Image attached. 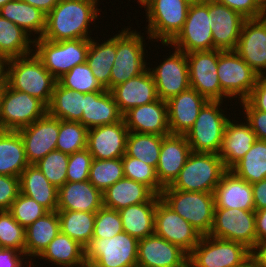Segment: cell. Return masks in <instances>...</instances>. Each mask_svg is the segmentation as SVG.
<instances>
[{"label": "cell", "instance_id": "52a82bcc", "mask_svg": "<svg viewBox=\"0 0 266 267\" xmlns=\"http://www.w3.org/2000/svg\"><path fill=\"white\" fill-rule=\"evenodd\" d=\"M224 101H207L200 109L193 127L185 134L192 152L218 154L229 120L221 109Z\"/></svg>", "mask_w": 266, "mask_h": 267}, {"label": "cell", "instance_id": "ac0fdd59", "mask_svg": "<svg viewBox=\"0 0 266 267\" xmlns=\"http://www.w3.org/2000/svg\"><path fill=\"white\" fill-rule=\"evenodd\" d=\"M25 147L29 164H36L49 152L56 150L59 134V119L48 113L32 124L18 130Z\"/></svg>", "mask_w": 266, "mask_h": 267}, {"label": "cell", "instance_id": "30bf717a", "mask_svg": "<svg viewBox=\"0 0 266 267\" xmlns=\"http://www.w3.org/2000/svg\"><path fill=\"white\" fill-rule=\"evenodd\" d=\"M250 256L251 250L241 243L207 235L188 254V267H239Z\"/></svg>", "mask_w": 266, "mask_h": 267}, {"label": "cell", "instance_id": "f1b7e54d", "mask_svg": "<svg viewBox=\"0 0 266 267\" xmlns=\"http://www.w3.org/2000/svg\"><path fill=\"white\" fill-rule=\"evenodd\" d=\"M123 119L115 99L109 90L84 94V109L79 121L88 130L114 124Z\"/></svg>", "mask_w": 266, "mask_h": 267}, {"label": "cell", "instance_id": "003e7915", "mask_svg": "<svg viewBox=\"0 0 266 267\" xmlns=\"http://www.w3.org/2000/svg\"><path fill=\"white\" fill-rule=\"evenodd\" d=\"M239 267H255L253 261L251 260V258L243 265L239 266Z\"/></svg>", "mask_w": 266, "mask_h": 267}, {"label": "cell", "instance_id": "be15d7a7", "mask_svg": "<svg viewBox=\"0 0 266 267\" xmlns=\"http://www.w3.org/2000/svg\"><path fill=\"white\" fill-rule=\"evenodd\" d=\"M35 8L40 9L46 15L59 3L60 0H22Z\"/></svg>", "mask_w": 266, "mask_h": 267}, {"label": "cell", "instance_id": "ab89813d", "mask_svg": "<svg viewBox=\"0 0 266 267\" xmlns=\"http://www.w3.org/2000/svg\"><path fill=\"white\" fill-rule=\"evenodd\" d=\"M34 39L16 24L0 15V55L7 59L33 53ZM32 48V49H31Z\"/></svg>", "mask_w": 266, "mask_h": 267}, {"label": "cell", "instance_id": "11a10c76", "mask_svg": "<svg viewBox=\"0 0 266 267\" xmlns=\"http://www.w3.org/2000/svg\"><path fill=\"white\" fill-rule=\"evenodd\" d=\"M247 121L259 140L266 141V112L254 109L246 100L239 102Z\"/></svg>", "mask_w": 266, "mask_h": 267}, {"label": "cell", "instance_id": "f5cc1de1", "mask_svg": "<svg viewBox=\"0 0 266 267\" xmlns=\"http://www.w3.org/2000/svg\"><path fill=\"white\" fill-rule=\"evenodd\" d=\"M92 160V155L87 148L69 154L67 182H83L89 180Z\"/></svg>", "mask_w": 266, "mask_h": 267}, {"label": "cell", "instance_id": "6da1fadb", "mask_svg": "<svg viewBox=\"0 0 266 267\" xmlns=\"http://www.w3.org/2000/svg\"><path fill=\"white\" fill-rule=\"evenodd\" d=\"M98 0H60L46 15L41 38L49 41L92 39L90 24L98 19ZM94 21V22H92ZM90 31V32H89Z\"/></svg>", "mask_w": 266, "mask_h": 267}, {"label": "cell", "instance_id": "8fae6325", "mask_svg": "<svg viewBox=\"0 0 266 267\" xmlns=\"http://www.w3.org/2000/svg\"><path fill=\"white\" fill-rule=\"evenodd\" d=\"M48 113V107L25 92L7 84L0 98V130L18 131Z\"/></svg>", "mask_w": 266, "mask_h": 267}, {"label": "cell", "instance_id": "4dcf8cb0", "mask_svg": "<svg viewBox=\"0 0 266 267\" xmlns=\"http://www.w3.org/2000/svg\"><path fill=\"white\" fill-rule=\"evenodd\" d=\"M160 195H154L148 202L129 205L119 210L123 232L141 240L154 234L155 210Z\"/></svg>", "mask_w": 266, "mask_h": 267}, {"label": "cell", "instance_id": "91938a15", "mask_svg": "<svg viewBox=\"0 0 266 267\" xmlns=\"http://www.w3.org/2000/svg\"><path fill=\"white\" fill-rule=\"evenodd\" d=\"M254 197V208L256 210L266 208V179L251 184Z\"/></svg>", "mask_w": 266, "mask_h": 267}, {"label": "cell", "instance_id": "d590c367", "mask_svg": "<svg viewBox=\"0 0 266 267\" xmlns=\"http://www.w3.org/2000/svg\"><path fill=\"white\" fill-rule=\"evenodd\" d=\"M0 15L22 28L35 39L41 38L46 28V14L22 1L11 0L0 8ZM37 36V37H36Z\"/></svg>", "mask_w": 266, "mask_h": 267}, {"label": "cell", "instance_id": "4316f807", "mask_svg": "<svg viewBox=\"0 0 266 267\" xmlns=\"http://www.w3.org/2000/svg\"><path fill=\"white\" fill-rule=\"evenodd\" d=\"M215 208L255 211L253 189L250 183L227 170L214 192Z\"/></svg>", "mask_w": 266, "mask_h": 267}, {"label": "cell", "instance_id": "ee69618b", "mask_svg": "<svg viewBox=\"0 0 266 267\" xmlns=\"http://www.w3.org/2000/svg\"><path fill=\"white\" fill-rule=\"evenodd\" d=\"M123 177L122 158L92 160L89 181L101 192L105 191Z\"/></svg>", "mask_w": 266, "mask_h": 267}, {"label": "cell", "instance_id": "44dd1931", "mask_svg": "<svg viewBox=\"0 0 266 267\" xmlns=\"http://www.w3.org/2000/svg\"><path fill=\"white\" fill-rule=\"evenodd\" d=\"M129 130L124 120L89 129L87 149L93 159L107 160L122 158L126 153V140Z\"/></svg>", "mask_w": 266, "mask_h": 267}, {"label": "cell", "instance_id": "9a60e30c", "mask_svg": "<svg viewBox=\"0 0 266 267\" xmlns=\"http://www.w3.org/2000/svg\"><path fill=\"white\" fill-rule=\"evenodd\" d=\"M189 67L190 88L195 89L209 101L228 98L221 90L217 74L218 49L193 51L186 54Z\"/></svg>", "mask_w": 266, "mask_h": 267}, {"label": "cell", "instance_id": "3957f363", "mask_svg": "<svg viewBox=\"0 0 266 267\" xmlns=\"http://www.w3.org/2000/svg\"><path fill=\"white\" fill-rule=\"evenodd\" d=\"M160 199L202 236L209 235L214 217V194L163 188Z\"/></svg>", "mask_w": 266, "mask_h": 267}, {"label": "cell", "instance_id": "cb8c5ba5", "mask_svg": "<svg viewBox=\"0 0 266 267\" xmlns=\"http://www.w3.org/2000/svg\"><path fill=\"white\" fill-rule=\"evenodd\" d=\"M191 153L185 135L168 134L163 137L156 167L158 181L163 187L174 182Z\"/></svg>", "mask_w": 266, "mask_h": 267}, {"label": "cell", "instance_id": "6125c7cd", "mask_svg": "<svg viewBox=\"0 0 266 267\" xmlns=\"http://www.w3.org/2000/svg\"><path fill=\"white\" fill-rule=\"evenodd\" d=\"M257 242L266 240V208L255 211Z\"/></svg>", "mask_w": 266, "mask_h": 267}, {"label": "cell", "instance_id": "681fc988", "mask_svg": "<svg viewBox=\"0 0 266 267\" xmlns=\"http://www.w3.org/2000/svg\"><path fill=\"white\" fill-rule=\"evenodd\" d=\"M0 248H12L25 254V228L9 211H0Z\"/></svg>", "mask_w": 266, "mask_h": 267}, {"label": "cell", "instance_id": "5bb4252c", "mask_svg": "<svg viewBox=\"0 0 266 267\" xmlns=\"http://www.w3.org/2000/svg\"><path fill=\"white\" fill-rule=\"evenodd\" d=\"M210 236L238 242L252 249L257 242L255 211L232 208H214Z\"/></svg>", "mask_w": 266, "mask_h": 267}, {"label": "cell", "instance_id": "74e56055", "mask_svg": "<svg viewBox=\"0 0 266 267\" xmlns=\"http://www.w3.org/2000/svg\"><path fill=\"white\" fill-rule=\"evenodd\" d=\"M116 57V35L107 40L97 42L90 39V47L87 54L86 63L91 68L99 84L110 91L111 68Z\"/></svg>", "mask_w": 266, "mask_h": 267}, {"label": "cell", "instance_id": "836d02e7", "mask_svg": "<svg viewBox=\"0 0 266 267\" xmlns=\"http://www.w3.org/2000/svg\"><path fill=\"white\" fill-rule=\"evenodd\" d=\"M154 195L146 185L123 177L102 192L103 206L119 211L129 205L148 202Z\"/></svg>", "mask_w": 266, "mask_h": 267}, {"label": "cell", "instance_id": "c3c4849f", "mask_svg": "<svg viewBox=\"0 0 266 267\" xmlns=\"http://www.w3.org/2000/svg\"><path fill=\"white\" fill-rule=\"evenodd\" d=\"M69 154L53 150L39 160L35 165L56 188L67 182V167Z\"/></svg>", "mask_w": 266, "mask_h": 267}, {"label": "cell", "instance_id": "1f68e13d", "mask_svg": "<svg viewBox=\"0 0 266 267\" xmlns=\"http://www.w3.org/2000/svg\"><path fill=\"white\" fill-rule=\"evenodd\" d=\"M60 231L57 210L49 211L25 228V256L28 261L39 257Z\"/></svg>", "mask_w": 266, "mask_h": 267}, {"label": "cell", "instance_id": "f35d334b", "mask_svg": "<svg viewBox=\"0 0 266 267\" xmlns=\"http://www.w3.org/2000/svg\"><path fill=\"white\" fill-rule=\"evenodd\" d=\"M84 109V93L55 84L48 114L64 121L79 122Z\"/></svg>", "mask_w": 266, "mask_h": 267}, {"label": "cell", "instance_id": "83f0119b", "mask_svg": "<svg viewBox=\"0 0 266 267\" xmlns=\"http://www.w3.org/2000/svg\"><path fill=\"white\" fill-rule=\"evenodd\" d=\"M231 120H228L224 129V137L218 153L227 170L240 161L258 140L247 121L238 123L239 121Z\"/></svg>", "mask_w": 266, "mask_h": 267}, {"label": "cell", "instance_id": "7dc6e473", "mask_svg": "<svg viewBox=\"0 0 266 267\" xmlns=\"http://www.w3.org/2000/svg\"><path fill=\"white\" fill-rule=\"evenodd\" d=\"M57 82L67 89L84 94L105 90L92 74L91 68L86 62L73 67L57 79Z\"/></svg>", "mask_w": 266, "mask_h": 267}, {"label": "cell", "instance_id": "a7ac6f4b", "mask_svg": "<svg viewBox=\"0 0 266 267\" xmlns=\"http://www.w3.org/2000/svg\"><path fill=\"white\" fill-rule=\"evenodd\" d=\"M189 4L205 3L209 0H186Z\"/></svg>", "mask_w": 266, "mask_h": 267}, {"label": "cell", "instance_id": "e0dca14e", "mask_svg": "<svg viewBox=\"0 0 266 267\" xmlns=\"http://www.w3.org/2000/svg\"><path fill=\"white\" fill-rule=\"evenodd\" d=\"M157 236L178 245L189 254L198 244L202 235L178 213L174 212L161 199L155 210V230Z\"/></svg>", "mask_w": 266, "mask_h": 267}, {"label": "cell", "instance_id": "ba28073f", "mask_svg": "<svg viewBox=\"0 0 266 267\" xmlns=\"http://www.w3.org/2000/svg\"><path fill=\"white\" fill-rule=\"evenodd\" d=\"M90 47V39L49 41L34 39V53L43 66L55 78L59 79L78 64L85 63Z\"/></svg>", "mask_w": 266, "mask_h": 267}, {"label": "cell", "instance_id": "d6a6232c", "mask_svg": "<svg viewBox=\"0 0 266 267\" xmlns=\"http://www.w3.org/2000/svg\"><path fill=\"white\" fill-rule=\"evenodd\" d=\"M20 193L34 199L48 211H56L58 188L53 186L35 164H29L21 173Z\"/></svg>", "mask_w": 266, "mask_h": 267}, {"label": "cell", "instance_id": "277c9868", "mask_svg": "<svg viewBox=\"0 0 266 267\" xmlns=\"http://www.w3.org/2000/svg\"><path fill=\"white\" fill-rule=\"evenodd\" d=\"M226 171L218 154L192 152L169 187L181 191L213 193Z\"/></svg>", "mask_w": 266, "mask_h": 267}, {"label": "cell", "instance_id": "d6986e66", "mask_svg": "<svg viewBox=\"0 0 266 267\" xmlns=\"http://www.w3.org/2000/svg\"><path fill=\"white\" fill-rule=\"evenodd\" d=\"M137 267H188V254L154 233L138 240Z\"/></svg>", "mask_w": 266, "mask_h": 267}, {"label": "cell", "instance_id": "7402d4cb", "mask_svg": "<svg viewBox=\"0 0 266 267\" xmlns=\"http://www.w3.org/2000/svg\"><path fill=\"white\" fill-rule=\"evenodd\" d=\"M209 15L212 16L214 47L222 51L235 50L246 18L214 0H209Z\"/></svg>", "mask_w": 266, "mask_h": 267}, {"label": "cell", "instance_id": "9f6ffc18", "mask_svg": "<svg viewBox=\"0 0 266 267\" xmlns=\"http://www.w3.org/2000/svg\"><path fill=\"white\" fill-rule=\"evenodd\" d=\"M224 4L233 11L238 12L246 19L260 18L266 13L255 3L254 0H214Z\"/></svg>", "mask_w": 266, "mask_h": 267}, {"label": "cell", "instance_id": "484cf974", "mask_svg": "<svg viewBox=\"0 0 266 267\" xmlns=\"http://www.w3.org/2000/svg\"><path fill=\"white\" fill-rule=\"evenodd\" d=\"M111 93L122 114L133 107L149 104L158 99L154 78L148 68L140 75L115 86Z\"/></svg>", "mask_w": 266, "mask_h": 267}, {"label": "cell", "instance_id": "2644e50d", "mask_svg": "<svg viewBox=\"0 0 266 267\" xmlns=\"http://www.w3.org/2000/svg\"><path fill=\"white\" fill-rule=\"evenodd\" d=\"M9 1H11V0H0V8L2 7V6H4L7 2H9Z\"/></svg>", "mask_w": 266, "mask_h": 267}, {"label": "cell", "instance_id": "680465c9", "mask_svg": "<svg viewBox=\"0 0 266 267\" xmlns=\"http://www.w3.org/2000/svg\"><path fill=\"white\" fill-rule=\"evenodd\" d=\"M23 257V258H22ZM25 254L12 248H0V267H24Z\"/></svg>", "mask_w": 266, "mask_h": 267}, {"label": "cell", "instance_id": "7a4b0ae2", "mask_svg": "<svg viewBox=\"0 0 266 267\" xmlns=\"http://www.w3.org/2000/svg\"><path fill=\"white\" fill-rule=\"evenodd\" d=\"M56 83L57 79L43 66L34 52L8 59L6 84L39 99L47 107Z\"/></svg>", "mask_w": 266, "mask_h": 267}, {"label": "cell", "instance_id": "94428289", "mask_svg": "<svg viewBox=\"0 0 266 267\" xmlns=\"http://www.w3.org/2000/svg\"><path fill=\"white\" fill-rule=\"evenodd\" d=\"M250 258L255 267H266V240L256 242V245L251 249Z\"/></svg>", "mask_w": 266, "mask_h": 267}, {"label": "cell", "instance_id": "8d00e7d4", "mask_svg": "<svg viewBox=\"0 0 266 267\" xmlns=\"http://www.w3.org/2000/svg\"><path fill=\"white\" fill-rule=\"evenodd\" d=\"M28 165L20 133L0 130V174L20 177Z\"/></svg>", "mask_w": 266, "mask_h": 267}, {"label": "cell", "instance_id": "89a4df30", "mask_svg": "<svg viewBox=\"0 0 266 267\" xmlns=\"http://www.w3.org/2000/svg\"><path fill=\"white\" fill-rule=\"evenodd\" d=\"M35 267L37 264L34 265L33 261H28V263L25 264V267Z\"/></svg>", "mask_w": 266, "mask_h": 267}, {"label": "cell", "instance_id": "2e32d148", "mask_svg": "<svg viewBox=\"0 0 266 267\" xmlns=\"http://www.w3.org/2000/svg\"><path fill=\"white\" fill-rule=\"evenodd\" d=\"M163 59L156 68L149 66L148 69L154 78L158 98L168 101L190 88L189 67L186 53L176 48Z\"/></svg>", "mask_w": 266, "mask_h": 267}, {"label": "cell", "instance_id": "60d3db41", "mask_svg": "<svg viewBox=\"0 0 266 267\" xmlns=\"http://www.w3.org/2000/svg\"><path fill=\"white\" fill-rule=\"evenodd\" d=\"M57 213L61 232L85 248L93 237L96 212L57 210Z\"/></svg>", "mask_w": 266, "mask_h": 267}, {"label": "cell", "instance_id": "b9f144b4", "mask_svg": "<svg viewBox=\"0 0 266 267\" xmlns=\"http://www.w3.org/2000/svg\"><path fill=\"white\" fill-rule=\"evenodd\" d=\"M230 170L250 184L266 179V141L258 139Z\"/></svg>", "mask_w": 266, "mask_h": 267}, {"label": "cell", "instance_id": "8992f818", "mask_svg": "<svg viewBox=\"0 0 266 267\" xmlns=\"http://www.w3.org/2000/svg\"><path fill=\"white\" fill-rule=\"evenodd\" d=\"M190 4L186 0H148L146 11L147 38L169 44L181 31Z\"/></svg>", "mask_w": 266, "mask_h": 267}, {"label": "cell", "instance_id": "753ad0ef", "mask_svg": "<svg viewBox=\"0 0 266 267\" xmlns=\"http://www.w3.org/2000/svg\"><path fill=\"white\" fill-rule=\"evenodd\" d=\"M3 88H4V86H0V98H1V94H2Z\"/></svg>", "mask_w": 266, "mask_h": 267}, {"label": "cell", "instance_id": "ffe728a7", "mask_svg": "<svg viewBox=\"0 0 266 267\" xmlns=\"http://www.w3.org/2000/svg\"><path fill=\"white\" fill-rule=\"evenodd\" d=\"M234 51L257 74L266 73V15L245 20Z\"/></svg>", "mask_w": 266, "mask_h": 267}, {"label": "cell", "instance_id": "f907efd6", "mask_svg": "<svg viewBox=\"0 0 266 267\" xmlns=\"http://www.w3.org/2000/svg\"><path fill=\"white\" fill-rule=\"evenodd\" d=\"M9 212L21 226L27 228L49 211L34 199L19 193L18 197L11 204Z\"/></svg>", "mask_w": 266, "mask_h": 267}, {"label": "cell", "instance_id": "603a6c76", "mask_svg": "<svg viewBox=\"0 0 266 267\" xmlns=\"http://www.w3.org/2000/svg\"><path fill=\"white\" fill-rule=\"evenodd\" d=\"M123 120L130 132L166 136L170 134L167 101H156L136 106L123 114Z\"/></svg>", "mask_w": 266, "mask_h": 267}, {"label": "cell", "instance_id": "7c38bea8", "mask_svg": "<svg viewBox=\"0 0 266 267\" xmlns=\"http://www.w3.org/2000/svg\"><path fill=\"white\" fill-rule=\"evenodd\" d=\"M217 74L224 94L240 102L249 97L259 78L234 50L218 49Z\"/></svg>", "mask_w": 266, "mask_h": 267}, {"label": "cell", "instance_id": "6f0895ef", "mask_svg": "<svg viewBox=\"0 0 266 267\" xmlns=\"http://www.w3.org/2000/svg\"><path fill=\"white\" fill-rule=\"evenodd\" d=\"M246 101L256 110L266 112V73L258 81Z\"/></svg>", "mask_w": 266, "mask_h": 267}, {"label": "cell", "instance_id": "9c48e42d", "mask_svg": "<svg viewBox=\"0 0 266 267\" xmlns=\"http://www.w3.org/2000/svg\"><path fill=\"white\" fill-rule=\"evenodd\" d=\"M138 240L126 232L92 238L85 247L87 267H137Z\"/></svg>", "mask_w": 266, "mask_h": 267}, {"label": "cell", "instance_id": "e575fe53", "mask_svg": "<svg viewBox=\"0 0 266 267\" xmlns=\"http://www.w3.org/2000/svg\"><path fill=\"white\" fill-rule=\"evenodd\" d=\"M37 259L48 260L52 263L51 266L87 267L85 248L61 231Z\"/></svg>", "mask_w": 266, "mask_h": 267}, {"label": "cell", "instance_id": "8c879c8a", "mask_svg": "<svg viewBox=\"0 0 266 267\" xmlns=\"http://www.w3.org/2000/svg\"><path fill=\"white\" fill-rule=\"evenodd\" d=\"M148 0H137V2L140 4L142 7Z\"/></svg>", "mask_w": 266, "mask_h": 267}, {"label": "cell", "instance_id": "d4e9b609", "mask_svg": "<svg viewBox=\"0 0 266 267\" xmlns=\"http://www.w3.org/2000/svg\"><path fill=\"white\" fill-rule=\"evenodd\" d=\"M208 100L189 88L167 101L170 134L185 135L194 125L200 109Z\"/></svg>", "mask_w": 266, "mask_h": 267}, {"label": "cell", "instance_id": "e7e4bbea", "mask_svg": "<svg viewBox=\"0 0 266 267\" xmlns=\"http://www.w3.org/2000/svg\"><path fill=\"white\" fill-rule=\"evenodd\" d=\"M8 59L0 55V86L6 85Z\"/></svg>", "mask_w": 266, "mask_h": 267}, {"label": "cell", "instance_id": "03108f58", "mask_svg": "<svg viewBox=\"0 0 266 267\" xmlns=\"http://www.w3.org/2000/svg\"><path fill=\"white\" fill-rule=\"evenodd\" d=\"M254 1L266 13V0H254Z\"/></svg>", "mask_w": 266, "mask_h": 267}, {"label": "cell", "instance_id": "bcb514c9", "mask_svg": "<svg viewBox=\"0 0 266 267\" xmlns=\"http://www.w3.org/2000/svg\"><path fill=\"white\" fill-rule=\"evenodd\" d=\"M124 177L146 185L155 195H160L163 186L159 183L156 169L145 162L127 156L122 157Z\"/></svg>", "mask_w": 266, "mask_h": 267}, {"label": "cell", "instance_id": "f6af8a7d", "mask_svg": "<svg viewBox=\"0 0 266 267\" xmlns=\"http://www.w3.org/2000/svg\"><path fill=\"white\" fill-rule=\"evenodd\" d=\"M87 132L80 122L59 120L56 150L72 154L87 148Z\"/></svg>", "mask_w": 266, "mask_h": 267}, {"label": "cell", "instance_id": "816d5d0a", "mask_svg": "<svg viewBox=\"0 0 266 267\" xmlns=\"http://www.w3.org/2000/svg\"><path fill=\"white\" fill-rule=\"evenodd\" d=\"M122 232L119 211L102 206L96 212L92 238H111Z\"/></svg>", "mask_w": 266, "mask_h": 267}, {"label": "cell", "instance_id": "db71d44e", "mask_svg": "<svg viewBox=\"0 0 266 267\" xmlns=\"http://www.w3.org/2000/svg\"><path fill=\"white\" fill-rule=\"evenodd\" d=\"M19 193V177L0 174V211H9Z\"/></svg>", "mask_w": 266, "mask_h": 267}, {"label": "cell", "instance_id": "4fadbf2b", "mask_svg": "<svg viewBox=\"0 0 266 267\" xmlns=\"http://www.w3.org/2000/svg\"><path fill=\"white\" fill-rule=\"evenodd\" d=\"M209 1L190 4L183 28L178 35L163 46H171L184 53L215 50L210 28Z\"/></svg>", "mask_w": 266, "mask_h": 267}, {"label": "cell", "instance_id": "7bdbcfd3", "mask_svg": "<svg viewBox=\"0 0 266 267\" xmlns=\"http://www.w3.org/2000/svg\"><path fill=\"white\" fill-rule=\"evenodd\" d=\"M163 137L161 135L129 131L125 154L137 158L156 169Z\"/></svg>", "mask_w": 266, "mask_h": 267}, {"label": "cell", "instance_id": "f546056e", "mask_svg": "<svg viewBox=\"0 0 266 267\" xmlns=\"http://www.w3.org/2000/svg\"><path fill=\"white\" fill-rule=\"evenodd\" d=\"M102 206V192L89 180L66 182L58 189L57 210L97 212Z\"/></svg>", "mask_w": 266, "mask_h": 267}, {"label": "cell", "instance_id": "5b68a950", "mask_svg": "<svg viewBox=\"0 0 266 267\" xmlns=\"http://www.w3.org/2000/svg\"><path fill=\"white\" fill-rule=\"evenodd\" d=\"M140 34L141 31L131 30L128 26L116 34V57L111 68L110 91L148 68L145 37Z\"/></svg>", "mask_w": 266, "mask_h": 267}]
</instances>
